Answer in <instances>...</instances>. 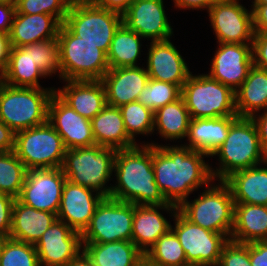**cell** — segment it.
I'll return each instance as SVG.
<instances>
[{
    "mask_svg": "<svg viewBox=\"0 0 267 266\" xmlns=\"http://www.w3.org/2000/svg\"><path fill=\"white\" fill-rule=\"evenodd\" d=\"M165 210L174 216L178 206L168 203L163 205H135L132 223L131 241L145 254L159 239L171 229V223L159 212ZM173 211V212H172Z\"/></svg>",
    "mask_w": 267,
    "mask_h": 266,
    "instance_id": "obj_21",
    "label": "cell"
},
{
    "mask_svg": "<svg viewBox=\"0 0 267 266\" xmlns=\"http://www.w3.org/2000/svg\"><path fill=\"white\" fill-rule=\"evenodd\" d=\"M238 117L251 118L267 109V71L253 65L245 81L235 91Z\"/></svg>",
    "mask_w": 267,
    "mask_h": 266,
    "instance_id": "obj_30",
    "label": "cell"
},
{
    "mask_svg": "<svg viewBox=\"0 0 267 266\" xmlns=\"http://www.w3.org/2000/svg\"><path fill=\"white\" fill-rule=\"evenodd\" d=\"M133 216V203L104 197L81 234L82 243L131 241Z\"/></svg>",
    "mask_w": 267,
    "mask_h": 266,
    "instance_id": "obj_11",
    "label": "cell"
},
{
    "mask_svg": "<svg viewBox=\"0 0 267 266\" xmlns=\"http://www.w3.org/2000/svg\"><path fill=\"white\" fill-rule=\"evenodd\" d=\"M218 183L210 184L194 201H183L178 211L193 224L230 239L235 203L230 187L224 181Z\"/></svg>",
    "mask_w": 267,
    "mask_h": 266,
    "instance_id": "obj_6",
    "label": "cell"
},
{
    "mask_svg": "<svg viewBox=\"0 0 267 266\" xmlns=\"http://www.w3.org/2000/svg\"><path fill=\"white\" fill-rule=\"evenodd\" d=\"M27 169L14 151L0 152V193L20 195Z\"/></svg>",
    "mask_w": 267,
    "mask_h": 266,
    "instance_id": "obj_36",
    "label": "cell"
},
{
    "mask_svg": "<svg viewBox=\"0 0 267 266\" xmlns=\"http://www.w3.org/2000/svg\"><path fill=\"white\" fill-rule=\"evenodd\" d=\"M123 17L97 6L92 0H72L63 24L82 41L97 45L106 54Z\"/></svg>",
    "mask_w": 267,
    "mask_h": 266,
    "instance_id": "obj_8",
    "label": "cell"
},
{
    "mask_svg": "<svg viewBox=\"0 0 267 266\" xmlns=\"http://www.w3.org/2000/svg\"><path fill=\"white\" fill-rule=\"evenodd\" d=\"M62 23L49 14L15 13L9 40L11 47H22L58 37Z\"/></svg>",
    "mask_w": 267,
    "mask_h": 266,
    "instance_id": "obj_24",
    "label": "cell"
},
{
    "mask_svg": "<svg viewBox=\"0 0 267 266\" xmlns=\"http://www.w3.org/2000/svg\"><path fill=\"white\" fill-rule=\"evenodd\" d=\"M55 93L82 117L92 120L106 105L105 87L101 80H68ZM57 89V90H56Z\"/></svg>",
    "mask_w": 267,
    "mask_h": 266,
    "instance_id": "obj_23",
    "label": "cell"
},
{
    "mask_svg": "<svg viewBox=\"0 0 267 266\" xmlns=\"http://www.w3.org/2000/svg\"><path fill=\"white\" fill-rule=\"evenodd\" d=\"M31 50V57L34 63L47 77L58 72L62 80L59 44L57 38L35 42L26 45Z\"/></svg>",
    "mask_w": 267,
    "mask_h": 266,
    "instance_id": "obj_39",
    "label": "cell"
},
{
    "mask_svg": "<svg viewBox=\"0 0 267 266\" xmlns=\"http://www.w3.org/2000/svg\"><path fill=\"white\" fill-rule=\"evenodd\" d=\"M145 255L159 266H190L176 234L170 229Z\"/></svg>",
    "mask_w": 267,
    "mask_h": 266,
    "instance_id": "obj_35",
    "label": "cell"
},
{
    "mask_svg": "<svg viewBox=\"0 0 267 266\" xmlns=\"http://www.w3.org/2000/svg\"><path fill=\"white\" fill-rule=\"evenodd\" d=\"M191 116L182 97L154 112V129L165 140L187 137Z\"/></svg>",
    "mask_w": 267,
    "mask_h": 266,
    "instance_id": "obj_33",
    "label": "cell"
},
{
    "mask_svg": "<svg viewBox=\"0 0 267 266\" xmlns=\"http://www.w3.org/2000/svg\"><path fill=\"white\" fill-rule=\"evenodd\" d=\"M143 37L122 23L111 41L107 52L109 69L121 67H137L141 55Z\"/></svg>",
    "mask_w": 267,
    "mask_h": 266,
    "instance_id": "obj_34",
    "label": "cell"
},
{
    "mask_svg": "<svg viewBox=\"0 0 267 266\" xmlns=\"http://www.w3.org/2000/svg\"><path fill=\"white\" fill-rule=\"evenodd\" d=\"M230 240L239 243L267 240V206L235 203Z\"/></svg>",
    "mask_w": 267,
    "mask_h": 266,
    "instance_id": "obj_29",
    "label": "cell"
},
{
    "mask_svg": "<svg viewBox=\"0 0 267 266\" xmlns=\"http://www.w3.org/2000/svg\"><path fill=\"white\" fill-rule=\"evenodd\" d=\"M207 11L218 43L253 44V11L239 0H219Z\"/></svg>",
    "mask_w": 267,
    "mask_h": 266,
    "instance_id": "obj_13",
    "label": "cell"
},
{
    "mask_svg": "<svg viewBox=\"0 0 267 266\" xmlns=\"http://www.w3.org/2000/svg\"><path fill=\"white\" fill-rule=\"evenodd\" d=\"M251 266H267V240L249 243Z\"/></svg>",
    "mask_w": 267,
    "mask_h": 266,
    "instance_id": "obj_46",
    "label": "cell"
},
{
    "mask_svg": "<svg viewBox=\"0 0 267 266\" xmlns=\"http://www.w3.org/2000/svg\"><path fill=\"white\" fill-rule=\"evenodd\" d=\"M96 192L95 194H93ZM104 198L97 191L74 184L66 179L57 214L58 220L81 234L90 224L97 205Z\"/></svg>",
    "mask_w": 267,
    "mask_h": 266,
    "instance_id": "obj_19",
    "label": "cell"
},
{
    "mask_svg": "<svg viewBox=\"0 0 267 266\" xmlns=\"http://www.w3.org/2000/svg\"><path fill=\"white\" fill-rule=\"evenodd\" d=\"M134 266H159L158 264L152 262L145 254L134 264Z\"/></svg>",
    "mask_w": 267,
    "mask_h": 266,
    "instance_id": "obj_54",
    "label": "cell"
},
{
    "mask_svg": "<svg viewBox=\"0 0 267 266\" xmlns=\"http://www.w3.org/2000/svg\"><path fill=\"white\" fill-rule=\"evenodd\" d=\"M217 266H251L249 243H239L229 239L222 248Z\"/></svg>",
    "mask_w": 267,
    "mask_h": 266,
    "instance_id": "obj_42",
    "label": "cell"
},
{
    "mask_svg": "<svg viewBox=\"0 0 267 266\" xmlns=\"http://www.w3.org/2000/svg\"><path fill=\"white\" fill-rule=\"evenodd\" d=\"M219 0H173L174 6L180 9H205L208 10L212 5H214Z\"/></svg>",
    "mask_w": 267,
    "mask_h": 266,
    "instance_id": "obj_51",
    "label": "cell"
},
{
    "mask_svg": "<svg viewBox=\"0 0 267 266\" xmlns=\"http://www.w3.org/2000/svg\"><path fill=\"white\" fill-rule=\"evenodd\" d=\"M72 0H15V13L49 14L65 21Z\"/></svg>",
    "mask_w": 267,
    "mask_h": 266,
    "instance_id": "obj_41",
    "label": "cell"
},
{
    "mask_svg": "<svg viewBox=\"0 0 267 266\" xmlns=\"http://www.w3.org/2000/svg\"><path fill=\"white\" fill-rule=\"evenodd\" d=\"M237 118L238 116L191 119L187 134L189 144L185 146L211 157L226 140L230 126Z\"/></svg>",
    "mask_w": 267,
    "mask_h": 266,
    "instance_id": "obj_26",
    "label": "cell"
},
{
    "mask_svg": "<svg viewBox=\"0 0 267 266\" xmlns=\"http://www.w3.org/2000/svg\"><path fill=\"white\" fill-rule=\"evenodd\" d=\"M128 136L135 141L137 134L148 135L154 132V112L138 100L119 107Z\"/></svg>",
    "mask_w": 267,
    "mask_h": 266,
    "instance_id": "obj_37",
    "label": "cell"
},
{
    "mask_svg": "<svg viewBox=\"0 0 267 266\" xmlns=\"http://www.w3.org/2000/svg\"><path fill=\"white\" fill-rule=\"evenodd\" d=\"M116 151L114 148L97 144L67 149L61 169L70 182L93 189L104 197H110L112 185L109 187L106 183L113 174Z\"/></svg>",
    "mask_w": 267,
    "mask_h": 266,
    "instance_id": "obj_4",
    "label": "cell"
},
{
    "mask_svg": "<svg viewBox=\"0 0 267 266\" xmlns=\"http://www.w3.org/2000/svg\"><path fill=\"white\" fill-rule=\"evenodd\" d=\"M213 156H218L220 161L219 168H211L214 181H224L233 172L264 164L267 156L262 150L252 118L238 117L231 124L226 140Z\"/></svg>",
    "mask_w": 267,
    "mask_h": 266,
    "instance_id": "obj_3",
    "label": "cell"
},
{
    "mask_svg": "<svg viewBox=\"0 0 267 266\" xmlns=\"http://www.w3.org/2000/svg\"><path fill=\"white\" fill-rule=\"evenodd\" d=\"M180 97L181 88L178 85L149 78L148 83L138 96V101L156 112Z\"/></svg>",
    "mask_w": 267,
    "mask_h": 266,
    "instance_id": "obj_38",
    "label": "cell"
},
{
    "mask_svg": "<svg viewBox=\"0 0 267 266\" xmlns=\"http://www.w3.org/2000/svg\"><path fill=\"white\" fill-rule=\"evenodd\" d=\"M254 33L267 32V4H252Z\"/></svg>",
    "mask_w": 267,
    "mask_h": 266,
    "instance_id": "obj_47",
    "label": "cell"
},
{
    "mask_svg": "<svg viewBox=\"0 0 267 266\" xmlns=\"http://www.w3.org/2000/svg\"><path fill=\"white\" fill-rule=\"evenodd\" d=\"M113 172L117 182L111 188L110 198L135 205L168 204L155 182L151 145L118 149Z\"/></svg>",
    "mask_w": 267,
    "mask_h": 266,
    "instance_id": "obj_2",
    "label": "cell"
},
{
    "mask_svg": "<svg viewBox=\"0 0 267 266\" xmlns=\"http://www.w3.org/2000/svg\"><path fill=\"white\" fill-rule=\"evenodd\" d=\"M4 84V70L0 67V87H2Z\"/></svg>",
    "mask_w": 267,
    "mask_h": 266,
    "instance_id": "obj_56",
    "label": "cell"
},
{
    "mask_svg": "<svg viewBox=\"0 0 267 266\" xmlns=\"http://www.w3.org/2000/svg\"><path fill=\"white\" fill-rule=\"evenodd\" d=\"M92 134L95 143L116 150L137 145L127 134L119 107L106 105L92 120Z\"/></svg>",
    "mask_w": 267,
    "mask_h": 266,
    "instance_id": "obj_28",
    "label": "cell"
},
{
    "mask_svg": "<svg viewBox=\"0 0 267 266\" xmlns=\"http://www.w3.org/2000/svg\"><path fill=\"white\" fill-rule=\"evenodd\" d=\"M261 165V166H260ZM267 167V161L264 163ZM262 164L233 172L224 182L234 203L267 206V168Z\"/></svg>",
    "mask_w": 267,
    "mask_h": 266,
    "instance_id": "obj_25",
    "label": "cell"
},
{
    "mask_svg": "<svg viewBox=\"0 0 267 266\" xmlns=\"http://www.w3.org/2000/svg\"><path fill=\"white\" fill-rule=\"evenodd\" d=\"M251 118L256 125L262 150L267 156V109L262 114H255Z\"/></svg>",
    "mask_w": 267,
    "mask_h": 266,
    "instance_id": "obj_48",
    "label": "cell"
},
{
    "mask_svg": "<svg viewBox=\"0 0 267 266\" xmlns=\"http://www.w3.org/2000/svg\"><path fill=\"white\" fill-rule=\"evenodd\" d=\"M82 244L93 266H134L143 255L132 241Z\"/></svg>",
    "mask_w": 267,
    "mask_h": 266,
    "instance_id": "obj_31",
    "label": "cell"
},
{
    "mask_svg": "<svg viewBox=\"0 0 267 266\" xmlns=\"http://www.w3.org/2000/svg\"><path fill=\"white\" fill-rule=\"evenodd\" d=\"M15 198L6 193H0V231L8 237L12 226V208Z\"/></svg>",
    "mask_w": 267,
    "mask_h": 266,
    "instance_id": "obj_44",
    "label": "cell"
},
{
    "mask_svg": "<svg viewBox=\"0 0 267 266\" xmlns=\"http://www.w3.org/2000/svg\"><path fill=\"white\" fill-rule=\"evenodd\" d=\"M208 75L234 92L254 65L252 44L218 43Z\"/></svg>",
    "mask_w": 267,
    "mask_h": 266,
    "instance_id": "obj_15",
    "label": "cell"
},
{
    "mask_svg": "<svg viewBox=\"0 0 267 266\" xmlns=\"http://www.w3.org/2000/svg\"><path fill=\"white\" fill-rule=\"evenodd\" d=\"M253 4H267V0H254L252 1Z\"/></svg>",
    "mask_w": 267,
    "mask_h": 266,
    "instance_id": "obj_57",
    "label": "cell"
},
{
    "mask_svg": "<svg viewBox=\"0 0 267 266\" xmlns=\"http://www.w3.org/2000/svg\"><path fill=\"white\" fill-rule=\"evenodd\" d=\"M57 219V214L36 210L16 198L12 208V226L9 238L35 245Z\"/></svg>",
    "mask_w": 267,
    "mask_h": 266,
    "instance_id": "obj_27",
    "label": "cell"
},
{
    "mask_svg": "<svg viewBox=\"0 0 267 266\" xmlns=\"http://www.w3.org/2000/svg\"><path fill=\"white\" fill-rule=\"evenodd\" d=\"M148 80L149 75L144 67L109 69L101 79L105 87L107 105L120 107L137 101Z\"/></svg>",
    "mask_w": 267,
    "mask_h": 266,
    "instance_id": "obj_22",
    "label": "cell"
},
{
    "mask_svg": "<svg viewBox=\"0 0 267 266\" xmlns=\"http://www.w3.org/2000/svg\"><path fill=\"white\" fill-rule=\"evenodd\" d=\"M0 266H40L35 245L8 238L0 250Z\"/></svg>",
    "mask_w": 267,
    "mask_h": 266,
    "instance_id": "obj_40",
    "label": "cell"
},
{
    "mask_svg": "<svg viewBox=\"0 0 267 266\" xmlns=\"http://www.w3.org/2000/svg\"><path fill=\"white\" fill-rule=\"evenodd\" d=\"M97 6L123 15L134 0H92Z\"/></svg>",
    "mask_w": 267,
    "mask_h": 266,
    "instance_id": "obj_50",
    "label": "cell"
},
{
    "mask_svg": "<svg viewBox=\"0 0 267 266\" xmlns=\"http://www.w3.org/2000/svg\"><path fill=\"white\" fill-rule=\"evenodd\" d=\"M252 53L254 65L267 71V32L254 33Z\"/></svg>",
    "mask_w": 267,
    "mask_h": 266,
    "instance_id": "obj_43",
    "label": "cell"
},
{
    "mask_svg": "<svg viewBox=\"0 0 267 266\" xmlns=\"http://www.w3.org/2000/svg\"><path fill=\"white\" fill-rule=\"evenodd\" d=\"M67 148L48 123L15 133L14 153L26 169L60 168Z\"/></svg>",
    "mask_w": 267,
    "mask_h": 266,
    "instance_id": "obj_10",
    "label": "cell"
},
{
    "mask_svg": "<svg viewBox=\"0 0 267 266\" xmlns=\"http://www.w3.org/2000/svg\"><path fill=\"white\" fill-rule=\"evenodd\" d=\"M47 122L58 132L67 149L95 145L91 120L82 117L55 92L48 104Z\"/></svg>",
    "mask_w": 267,
    "mask_h": 266,
    "instance_id": "obj_17",
    "label": "cell"
},
{
    "mask_svg": "<svg viewBox=\"0 0 267 266\" xmlns=\"http://www.w3.org/2000/svg\"><path fill=\"white\" fill-rule=\"evenodd\" d=\"M10 50L9 35L0 32V67L3 70H5L7 66Z\"/></svg>",
    "mask_w": 267,
    "mask_h": 266,
    "instance_id": "obj_52",
    "label": "cell"
},
{
    "mask_svg": "<svg viewBox=\"0 0 267 266\" xmlns=\"http://www.w3.org/2000/svg\"><path fill=\"white\" fill-rule=\"evenodd\" d=\"M164 8L163 0H134L122 15L123 23L151 42L170 39L173 28Z\"/></svg>",
    "mask_w": 267,
    "mask_h": 266,
    "instance_id": "obj_18",
    "label": "cell"
},
{
    "mask_svg": "<svg viewBox=\"0 0 267 266\" xmlns=\"http://www.w3.org/2000/svg\"><path fill=\"white\" fill-rule=\"evenodd\" d=\"M62 80H101L109 70L107 54L82 41L63 23L58 32Z\"/></svg>",
    "mask_w": 267,
    "mask_h": 266,
    "instance_id": "obj_7",
    "label": "cell"
},
{
    "mask_svg": "<svg viewBox=\"0 0 267 266\" xmlns=\"http://www.w3.org/2000/svg\"><path fill=\"white\" fill-rule=\"evenodd\" d=\"M152 146V164L155 182L168 203L179 206L198 187H208L214 178L211 166L205 163L209 157L200 151L191 150L185 144Z\"/></svg>",
    "mask_w": 267,
    "mask_h": 266,
    "instance_id": "obj_1",
    "label": "cell"
},
{
    "mask_svg": "<svg viewBox=\"0 0 267 266\" xmlns=\"http://www.w3.org/2000/svg\"><path fill=\"white\" fill-rule=\"evenodd\" d=\"M15 132L0 120V152L14 150Z\"/></svg>",
    "mask_w": 267,
    "mask_h": 266,
    "instance_id": "obj_49",
    "label": "cell"
},
{
    "mask_svg": "<svg viewBox=\"0 0 267 266\" xmlns=\"http://www.w3.org/2000/svg\"><path fill=\"white\" fill-rule=\"evenodd\" d=\"M9 237L2 231H0V250L4 244V242L8 239Z\"/></svg>",
    "mask_w": 267,
    "mask_h": 266,
    "instance_id": "obj_55",
    "label": "cell"
},
{
    "mask_svg": "<svg viewBox=\"0 0 267 266\" xmlns=\"http://www.w3.org/2000/svg\"><path fill=\"white\" fill-rule=\"evenodd\" d=\"M14 1H0V32L9 35L15 15Z\"/></svg>",
    "mask_w": 267,
    "mask_h": 266,
    "instance_id": "obj_45",
    "label": "cell"
},
{
    "mask_svg": "<svg viewBox=\"0 0 267 266\" xmlns=\"http://www.w3.org/2000/svg\"><path fill=\"white\" fill-rule=\"evenodd\" d=\"M65 181L61 167L29 169L17 199L36 210L58 214Z\"/></svg>",
    "mask_w": 267,
    "mask_h": 266,
    "instance_id": "obj_14",
    "label": "cell"
},
{
    "mask_svg": "<svg viewBox=\"0 0 267 266\" xmlns=\"http://www.w3.org/2000/svg\"><path fill=\"white\" fill-rule=\"evenodd\" d=\"M46 77L31 57L27 46L11 47L4 70V82L13 87L43 88L39 78Z\"/></svg>",
    "mask_w": 267,
    "mask_h": 266,
    "instance_id": "obj_32",
    "label": "cell"
},
{
    "mask_svg": "<svg viewBox=\"0 0 267 266\" xmlns=\"http://www.w3.org/2000/svg\"><path fill=\"white\" fill-rule=\"evenodd\" d=\"M181 97L191 119L238 116L235 92L208 74L191 73L181 88Z\"/></svg>",
    "mask_w": 267,
    "mask_h": 266,
    "instance_id": "obj_9",
    "label": "cell"
},
{
    "mask_svg": "<svg viewBox=\"0 0 267 266\" xmlns=\"http://www.w3.org/2000/svg\"><path fill=\"white\" fill-rule=\"evenodd\" d=\"M82 246L81 233L58 219L35 244L40 266H66Z\"/></svg>",
    "mask_w": 267,
    "mask_h": 266,
    "instance_id": "obj_16",
    "label": "cell"
},
{
    "mask_svg": "<svg viewBox=\"0 0 267 266\" xmlns=\"http://www.w3.org/2000/svg\"><path fill=\"white\" fill-rule=\"evenodd\" d=\"M66 266H93L89 256L81 250Z\"/></svg>",
    "mask_w": 267,
    "mask_h": 266,
    "instance_id": "obj_53",
    "label": "cell"
},
{
    "mask_svg": "<svg viewBox=\"0 0 267 266\" xmlns=\"http://www.w3.org/2000/svg\"><path fill=\"white\" fill-rule=\"evenodd\" d=\"M147 55L146 70L151 79L176 84L182 88L192 73L170 39L150 42Z\"/></svg>",
    "mask_w": 267,
    "mask_h": 266,
    "instance_id": "obj_20",
    "label": "cell"
},
{
    "mask_svg": "<svg viewBox=\"0 0 267 266\" xmlns=\"http://www.w3.org/2000/svg\"><path fill=\"white\" fill-rule=\"evenodd\" d=\"M53 88L0 87V120L15 133L47 122Z\"/></svg>",
    "mask_w": 267,
    "mask_h": 266,
    "instance_id": "obj_5",
    "label": "cell"
},
{
    "mask_svg": "<svg viewBox=\"0 0 267 266\" xmlns=\"http://www.w3.org/2000/svg\"><path fill=\"white\" fill-rule=\"evenodd\" d=\"M176 234L190 266H217L222 248L229 238L187 220L178 210L174 214Z\"/></svg>",
    "mask_w": 267,
    "mask_h": 266,
    "instance_id": "obj_12",
    "label": "cell"
}]
</instances>
